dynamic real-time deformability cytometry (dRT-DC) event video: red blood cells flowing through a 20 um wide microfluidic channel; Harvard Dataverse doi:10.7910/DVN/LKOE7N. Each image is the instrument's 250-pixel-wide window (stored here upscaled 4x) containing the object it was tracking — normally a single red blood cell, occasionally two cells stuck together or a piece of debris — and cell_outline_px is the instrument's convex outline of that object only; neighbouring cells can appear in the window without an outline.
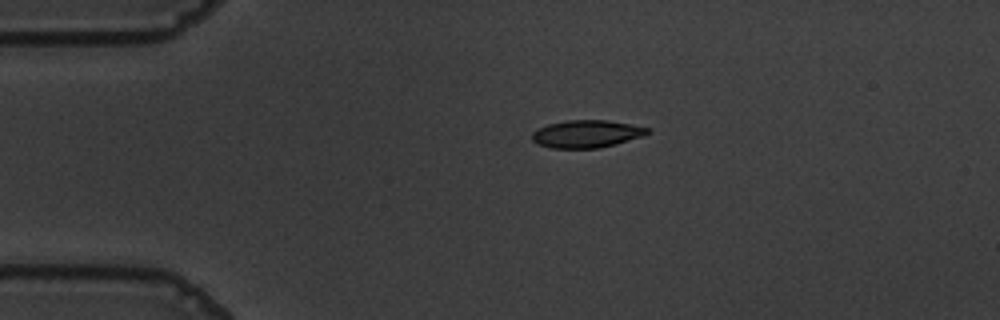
{"species": "common noctule bat (a hibernating species)", "species_latin": "Nyctalus noctula", "temperature_condition": "warm", "stored_images_in_passage": 45, "camera_frame_rate_fps": 3000, "um_per_image_px": 0.085, "animal": {"sex": "male", "body_mass_g": 19.5, "forearm_length_mm": 54.6}, "frame": {"image": 1, "passage_image": 1, "time_ms": 0.0, "image_size_px": [1000, 320], "cell_outline_px": [[652, 132], [616, 144], [600, 148], [552, 148], [536, 144], [532, 140], [532, 132], [536, 128], [548, 124], [568, 120], [608, 120], [632, 124], [648, 128]], "centroid_in_image_um": [49.82, 11.38], "position_along_channel_um": 35.2, "area_um2": 18.61}}
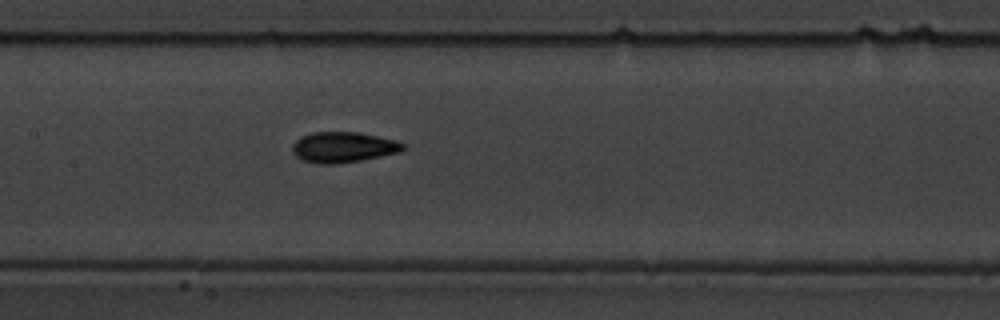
{"frame": {"image": 2, "passage_image": 16, "time_ms": 5.0, "image_size_px": [1000, 320], "cell_outline_px": [[408, 148], [400, 152], [360, 160], [336, 164], [320, 164], [300, 160], [292, 152], [292, 144], [300, 136], [312, 132], [356, 132], [396, 140], [404, 144]], "centroid_in_image_um": [29.15, 12.51], "position_along_channel_um": 178.3, "area_um2": 19.83}}
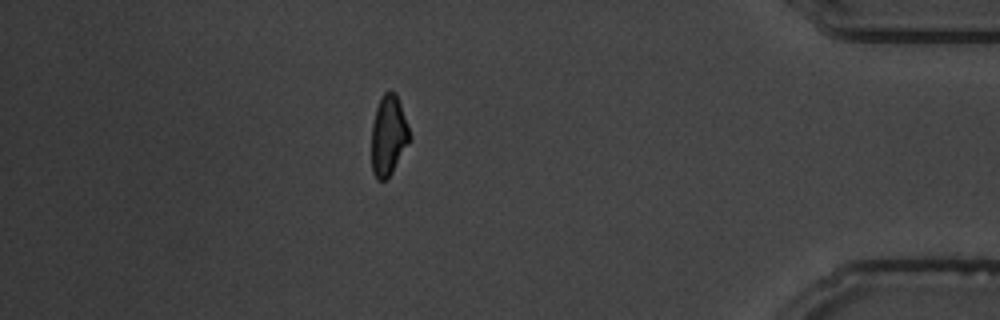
{"frame": {"image": 3, "passage_image": 38, "time_ms": 12.333, "image_size_px": [1000, 320], "cell_outline_px": [[412, 136], [392, 172], [384, 180], [376, 180], [372, 172], [372, 124], [376, 108], [380, 96], [384, 92], [396, 92]], "centroid_in_image_um": [33.02, 11.5], "position_along_channel_um": 402.2, "area_um2": 17.74}, "authors_computed_cell_mechanics": {"area_um2": 18.6116, "velocity_mm_per_s": 3.62, "shape_relaxation_time_tau1_ms": 3.1718, "shape_relaxation_time_tau2_ms": 1.8243, "deformation_change_tau1": 0.1613, "deformation_change_tau2": 0.072}}